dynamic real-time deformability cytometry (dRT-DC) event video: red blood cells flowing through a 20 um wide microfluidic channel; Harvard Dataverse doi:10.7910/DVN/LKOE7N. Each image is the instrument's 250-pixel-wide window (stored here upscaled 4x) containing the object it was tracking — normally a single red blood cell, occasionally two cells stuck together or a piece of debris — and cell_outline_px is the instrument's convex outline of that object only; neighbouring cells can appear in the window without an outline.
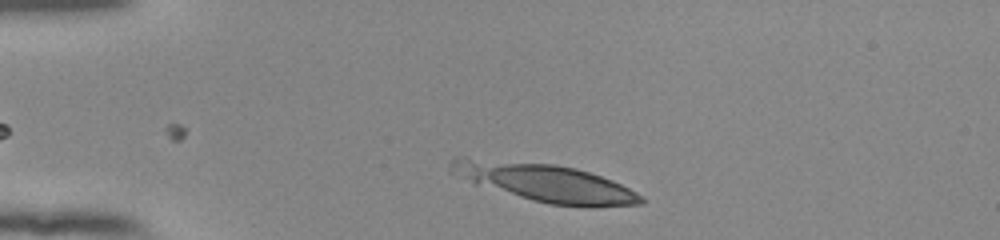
{"species": "human", "species_latin": "Homo sapiens", "temperature_condition": "room temperature", "stored_images_in_passage": 11, "camera_frame_rate_fps": 3000, "um_per_image_px": 0.085, "donor": {"sex": "female"}, "frame": {"image": 1, "passage_image": 3, "time_ms": 0.667, "image_size_px": [1000, 240], "cell_outline_px": [[648, 200], [644, 204], [592, 208], [552, 204], [472, 184], [452, 172], [448, 168], [448, 164], [456, 156], [468, 156], [552, 164], [576, 168], [612, 180], [644, 196]], "centroid_in_image_um": [46.32, 15.51], "position_along_channel_um": 38.7, "area_um2": 42.43}}
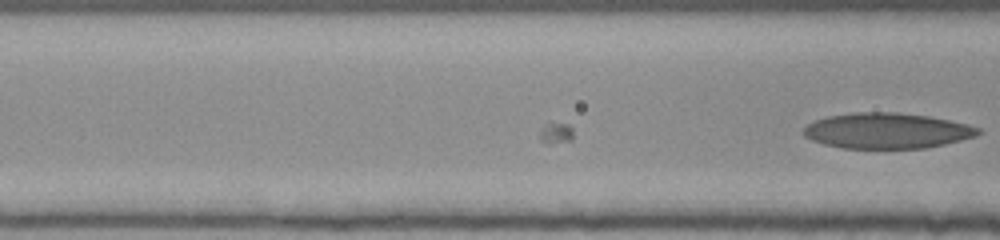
{"frame": {"image": 2, "passage_image": 11, "time_ms": 3.333, "image_size_px": [1000, 240], "cell_outline_px": [[980, 132], [976, 136], [944, 144], [924, 148], [844, 148], [824, 144], [812, 140], [804, 136], [800, 132], [808, 124], [816, 120], [828, 116], [852, 112], [896, 112], [928, 116], [968, 124], [980, 128]], "centroid_in_image_um": [75.36, 11.11], "position_along_channel_um": 91.2, "area_um2": 36.13}}